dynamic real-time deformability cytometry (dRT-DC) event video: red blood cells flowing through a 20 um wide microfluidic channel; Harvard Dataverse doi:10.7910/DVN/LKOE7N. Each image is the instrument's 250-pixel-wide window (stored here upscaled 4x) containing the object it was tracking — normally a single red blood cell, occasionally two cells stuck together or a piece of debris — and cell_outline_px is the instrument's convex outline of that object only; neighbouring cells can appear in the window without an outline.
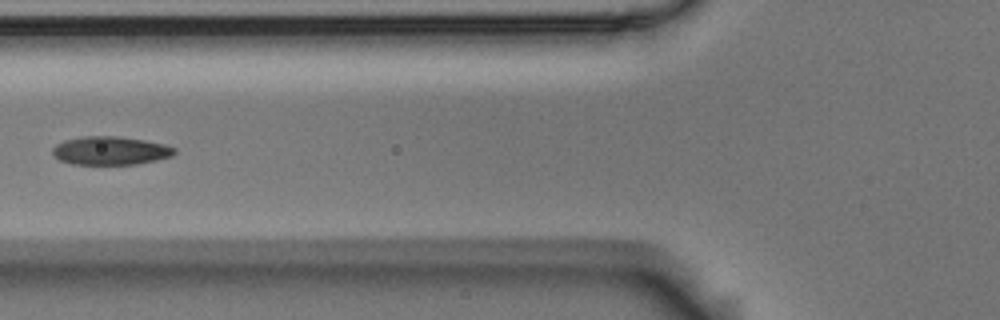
{"species": "Egyptian fruit bat (a non-hibernating species)", "species_latin": "Rousettus aegyptiacus", "temperature_condition": "room temperature", "stored_images_in_passage": 6, "camera_frame_rate_fps": 3000, "um_per_image_px": 0.085, "animal": {"sex": "male"}, "frame": {"image": 1, "passage_image": 6, "time_ms": 1.667, "image_size_px": [1000, 320], "cell_outline_px": [[176, 152], [172, 156], [156, 160], [136, 164], [72, 164], [60, 160], [52, 152], [52, 148], [56, 144], [64, 140], [80, 136], [116, 136], [144, 140], [164, 144], [176, 148]], "centroid_in_image_um": [9.38, 12.8], "position_along_channel_um": 116.4, "area_um2": 20.17}}